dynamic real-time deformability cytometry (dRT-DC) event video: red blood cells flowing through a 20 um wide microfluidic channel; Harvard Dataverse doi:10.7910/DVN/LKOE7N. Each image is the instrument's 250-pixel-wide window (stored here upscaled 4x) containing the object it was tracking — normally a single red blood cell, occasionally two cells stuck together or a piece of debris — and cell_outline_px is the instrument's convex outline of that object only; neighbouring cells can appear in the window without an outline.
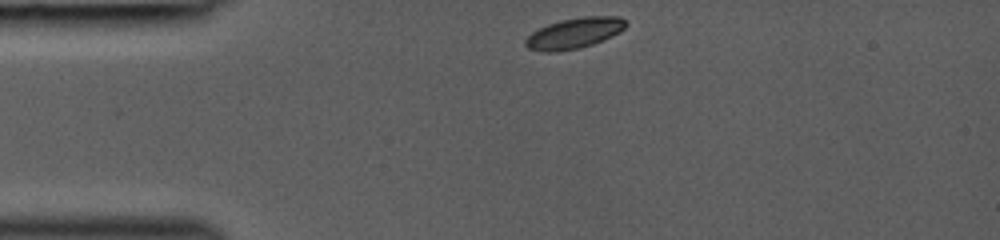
{"species": "common noctule bat (a hibernating species)", "species_latin": "Nyctalus noctula", "temperature_condition": "room temperature", "stored_images_in_passage": 31, "camera_frame_rate_fps": 3000, "um_per_image_px": 0.085, "animal": {"sex": "female", "body_mass_g": 19.0, "forearm_length_mm": 53.3}, "frame": {"image": 1, "passage_image": 1, "time_ms": 0.0, "image_size_px": [1000, 240], "cell_outline_px": [[628, 24], [620, 32], [592, 44], [580, 48], [556, 52], [544, 52], [528, 48], [524, 44], [524, 40], [532, 32], [548, 24], [560, 20], [584, 16], [620, 16]], "centroid_in_image_um": [48.8, 2.82], "position_along_channel_um": 36.2, "area_um2": 17.92}}
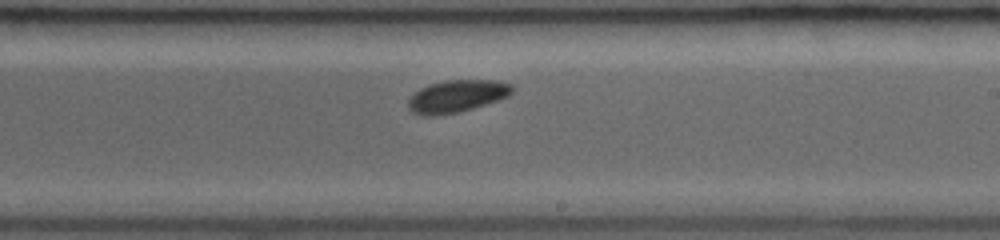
{"frame": {"image": 2, "passage_image": 18, "time_ms": 5.667, "image_size_px": [1000, 240], "cell_outline_px": [[516, 88], [508, 96], [500, 100], [472, 108], [440, 116], [420, 116], [412, 112], [408, 108], [408, 100], [420, 88], [428, 84], [444, 80], [496, 80], [512, 84]], "centroid_in_image_um": [38.84, 8.17], "position_along_channel_um": 250.2, "area_um2": 19.83}}
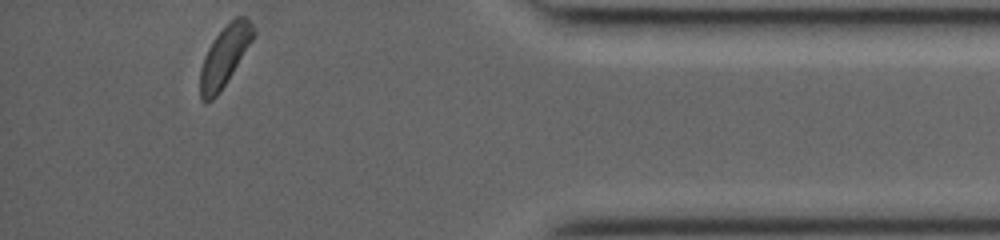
{"frame": {"image": 3, "passage_image": 31, "time_ms": 10.0, "image_size_px": [1000, 240], "cell_outline_px": [[256, 32], [252, 40], [220, 92], [212, 100], [200, 100], [200, 68], [204, 56], [208, 48], [216, 36], [236, 16], [244, 16], [252, 24]], "centroid_in_image_um": [19.08, 4.78], "position_along_channel_um": 416.1, "area_um2": 18.15}}